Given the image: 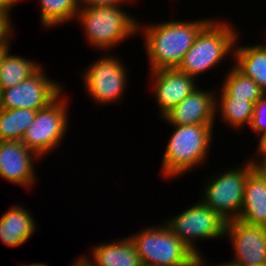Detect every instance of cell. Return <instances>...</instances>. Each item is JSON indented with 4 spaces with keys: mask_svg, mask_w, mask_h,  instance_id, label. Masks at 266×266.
I'll return each instance as SVG.
<instances>
[{
    "mask_svg": "<svg viewBox=\"0 0 266 266\" xmlns=\"http://www.w3.org/2000/svg\"><path fill=\"white\" fill-rule=\"evenodd\" d=\"M42 67L16 86L0 90V109L40 110L53 102L63 92L62 86L46 77Z\"/></svg>",
    "mask_w": 266,
    "mask_h": 266,
    "instance_id": "obj_10",
    "label": "cell"
},
{
    "mask_svg": "<svg viewBox=\"0 0 266 266\" xmlns=\"http://www.w3.org/2000/svg\"><path fill=\"white\" fill-rule=\"evenodd\" d=\"M238 32L229 23L210 20L197 34L192 47L186 52L178 69L196 78L214 68L234 51ZM232 50V51H231Z\"/></svg>",
    "mask_w": 266,
    "mask_h": 266,
    "instance_id": "obj_3",
    "label": "cell"
},
{
    "mask_svg": "<svg viewBox=\"0 0 266 266\" xmlns=\"http://www.w3.org/2000/svg\"><path fill=\"white\" fill-rule=\"evenodd\" d=\"M235 67L245 76L253 79L266 93V46H239L233 51Z\"/></svg>",
    "mask_w": 266,
    "mask_h": 266,
    "instance_id": "obj_18",
    "label": "cell"
},
{
    "mask_svg": "<svg viewBox=\"0 0 266 266\" xmlns=\"http://www.w3.org/2000/svg\"><path fill=\"white\" fill-rule=\"evenodd\" d=\"M40 64L27 60L26 57L4 54L0 67V90L11 88L32 76Z\"/></svg>",
    "mask_w": 266,
    "mask_h": 266,
    "instance_id": "obj_19",
    "label": "cell"
},
{
    "mask_svg": "<svg viewBox=\"0 0 266 266\" xmlns=\"http://www.w3.org/2000/svg\"><path fill=\"white\" fill-rule=\"evenodd\" d=\"M215 106L214 91L197 88L162 118L170 125H215Z\"/></svg>",
    "mask_w": 266,
    "mask_h": 266,
    "instance_id": "obj_13",
    "label": "cell"
},
{
    "mask_svg": "<svg viewBox=\"0 0 266 266\" xmlns=\"http://www.w3.org/2000/svg\"><path fill=\"white\" fill-rule=\"evenodd\" d=\"M94 259L87 258L86 261L91 266H140L141 262L137 255L135 246L129 237L109 242L101 243L92 250ZM92 259V260H91Z\"/></svg>",
    "mask_w": 266,
    "mask_h": 266,
    "instance_id": "obj_17",
    "label": "cell"
},
{
    "mask_svg": "<svg viewBox=\"0 0 266 266\" xmlns=\"http://www.w3.org/2000/svg\"><path fill=\"white\" fill-rule=\"evenodd\" d=\"M40 2V20L46 28L73 20L81 8L79 0H40Z\"/></svg>",
    "mask_w": 266,
    "mask_h": 266,
    "instance_id": "obj_23",
    "label": "cell"
},
{
    "mask_svg": "<svg viewBox=\"0 0 266 266\" xmlns=\"http://www.w3.org/2000/svg\"><path fill=\"white\" fill-rule=\"evenodd\" d=\"M229 71L219 97L247 99L255 104L265 93L253 79L245 76L235 66Z\"/></svg>",
    "mask_w": 266,
    "mask_h": 266,
    "instance_id": "obj_21",
    "label": "cell"
},
{
    "mask_svg": "<svg viewBox=\"0 0 266 266\" xmlns=\"http://www.w3.org/2000/svg\"><path fill=\"white\" fill-rule=\"evenodd\" d=\"M238 220L266 227V179L254 169L248 174Z\"/></svg>",
    "mask_w": 266,
    "mask_h": 266,
    "instance_id": "obj_15",
    "label": "cell"
},
{
    "mask_svg": "<svg viewBox=\"0 0 266 266\" xmlns=\"http://www.w3.org/2000/svg\"><path fill=\"white\" fill-rule=\"evenodd\" d=\"M245 163L213 176L205 185L202 202L226 221L238 219L242 211L246 179L254 169L251 159Z\"/></svg>",
    "mask_w": 266,
    "mask_h": 266,
    "instance_id": "obj_6",
    "label": "cell"
},
{
    "mask_svg": "<svg viewBox=\"0 0 266 266\" xmlns=\"http://www.w3.org/2000/svg\"><path fill=\"white\" fill-rule=\"evenodd\" d=\"M217 98L218 96L216 97V113L220 109L219 112H221L224 122L237 127V129L243 127L244 124L250 126L254 110L253 102L236 97H220L218 100Z\"/></svg>",
    "mask_w": 266,
    "mask_h": 266,
    "instance_id": "obj_22",
    "label": "cell"
},
{
    "mask_svg": "<svg viewBox=\"0 0 266 266\" xmlns=\"http://www.w3.org/2000/svg\"><path fill=\"white\" fill-rule=\"evenodd\" d=\"M258 148L266 149V137L258 143Z\"/></svg>",
    "mask_w": 266,
    "mask_h": 266,
    "instance_id": "obj_31",
    "label": "cell"
},
{
    "mask_svg": "<svg viewBox=\"0 0 266 266\" xmlns=\"http://www.w3.org/2000/svg\"><path fill=\"white\" fill-rule=\"evenodd\" d=\"M226 220L206 206L201 200L177 216L165 221L168 229L177 236L197 257L195 239H216L225 236Z\"/></svg>",
    "mask_w": 266,
    "mask_h": 266,
    "instance_id": "obj_8",
    "label": "cell"
},
{
    "mask_svg": "<svg viewBox=\"0 0 266 266\" xmlns=\"http://www.w3.org/2000/svg\"><path fill=\"white\" fill-rule=\"evenodd\" d=\"M62 93L47 107L37 110L35 120L25 131L21 142L39 157L56 149L68 128V102Z\"/></svg>",
    "mask_w": 266,
    "mask_h": 266,
    "instance_id": "obj_7",
    "label": "cell"
},
{
    "mask_svg": "<svg viewBox=\"0 0 266 266\" xmlns=\"http://www.w3.org/2000/svg\"><path fill=\"white\" fill-rule=\"evenodd\" d=\"M150 73L154 80L153 92L161 118L199 87L195 84L194 77L181 72L178 68L155 70Z\"/></svg>",
    "mask_w": 266,
    "mask_h": 266,
    "instance_id": "obj_14",
    "label": "cell"
},
{
    "mask_svg": "<svg viewBox=\"0 0 266 266\" xmlns=\"http://www.w3.org/2000/svg\"><path fill=\"white\" fill-rule=\"evenodd\" d=\"M210 20H172L143 27L138 24V31L142 29L145 36L150 71L178 68L195 37Z\"/></svg>",
    "mask_w": 266,
    "mask_h": 266,
    "instance_id": "obj_1",
    "label": "cell"
},
{
    "mask_svg": "<svg viewBox=\"0 0 266 266\" xmlns=\"http://www.w3.org/2000/svg\"><path fill=\"white\" fill-rule=\"evenodd\" d=\"M80 259L78 260H76V261H74V263H72L71 265L72 266H91L87 261H86V259L83 257V256H81V257H79Z\"/></svg>",
    "mask_w": 266,
    "mask_h": 266,
    "instance_id": "obj_29",
    "label": "cell"
},
{
    "mask_svg": "<svg viewBox=\"0 0 266 266\" xmlns=\"http://www.w3.org/2000/svg\"><path fill=\"white\" fill-rule=\"evenodd\" d=\"M81 7L120 5L132 0H79Z\"/></svg>",
    "mask_w": 266,
    "mask_h": 266,
    "instance_id": "obj_27",
    "label": "cell"
},
{
    "mask_svg": "<svg viewBox=\"0 0 266 266\" xmlns=\"http://www.w3.org/2000/svg\"><path fill=\"white\" fill-rule=\"evenodd\" d=\"M27 266H48V265H46V264H44V263H32V264H27Z\"/></svg>",
    "mask_w": 266,
    "mask_h": 266,
    "instance_id": "obj_32",
    "label": "cell"
},
{
    "mask_svg": "<svg viewBox=\"0 0 266 266\" xmlns=\"http://www.w3.org/2000/svg\"><path fill=\"white\" fill-rule=\"evenodd\" d=\"M20 205L12 206L0 218V241L9 247L27 242L36 231L34 217Z\"/></svg>",
    "mask_w": 266,
    "mask_h": 266,
    "instance_id": "obj_16",
    "label": "cell"
},
{
    "mask_svg": "<svg viewBox=\"0 0 266 266\" xmlns=\"http://www.w3.org/2000/svg\"><path fill=\"white\" fill-rule=\"evenodd\" d=\"M226 235L232 241L234 266L266 264V227L246 224L238 219L226 222Z\"/></svg>",
    "mask_w": 266,
    "mask_h": 266,
    "instance_id": "obj_11",
    "label": "cell"
},
{
    "mask_svg": "<svg viewBox=\"0 0 266 266\" xmlns=\"http://www.w3.org/2000/svg\"><path fill=\"white\" fill-rule=\"evenodd\" d=\"M10 50V47H0V67H1V63L4 57V54Z\"/></svg>",
    "mask_w": 266,
    "mask_h": 266,
    "instance_id": "obj_30",
    "label": "cell"
},
{
    "mask_svg": "<svg viewBox=\"0 0 266 266\" xmlns=\"http://www.w3.org/2000/svg\"><path fill=\"white\" fill-rule=\"evenodd\" d=\"M34 158H41L21 141H0V177L31 188L35 182Z\"/></svg>",
    "mask_w": 266,
    "mask_h": 266,
    "instance_id": "obj_12",
    "label": "cell"
},
{
    "mask_svg": "<svg viewBox=\"0 0 266 266\" xmlns=\"http://www.w3.org/2000/svg\"><path fill=\"white\" fill-rule=\"evenodd\" d=\"M250 128L261 135L259 142L266 137V93L254 104Z\"/></svg>",
    "mask_w": 266,
    "mask_h": 266,
    "instance_id": "obj_24",
    "label": "cell"
},
{
    "mask_svg": "<svg viewBox=\"0 0 266 266\" xmlns=\"http://www.w3.org/2000/svg\"><path fill=\"white\" fill-rule=\"evenodd\" d=\"M36 113L32 109H0V141H21Z\"/></svg>",
    "mask_w": 266,
    "mask_h": 266,
    "instance_id": "obj_20",
    "label": "cell"
},
{
    "mask_svg": "<svg viewBox=\"0 0 266 266\" xmlns=\"http://www.w3.org/2000/svg\"><path fill=\"white\" fill-rule=\"evenodd\" d=\"M9 16L11 15L0 12V47H9L10 38L13 37V25Z\"/></svg>",
    "mask_w": 266,
    "mask_h": 266,
    "instance_id": "obj_25",
    "label": "cell"
},
{
    "mask_svg": "<svg viewBox=\"0 0 266 266\" xmlns=\"http://www.w3.org/2000/svg\"><path fill=\"white\" fill-rule=\"evenodd\" d=\"M133 242L142 265L145 266H202L197 257L164 223L146 227L128 236Z\"/></svg>",
    "mask_w": 266,
    "mask_h": 266,
    "instance_id": "obj_2",
    "label": "cell"
},
{
    "mask_svg": "<svg viewBox=\"0 0 266 266\" xmlns=\"http://www.w3.org/2000/svg\"><path fill=\"white\" fill-rule=\"evenodd\" d=\"M257 151L260 156V160L257 158L256 161L253 159L251 161L254 166V170L257 171L264 179H266V149L257 148Z\"/></svg>",
    "mask_w": 266,
    "mask_h": 266,
    "instance_id": "obj_26",
    "label": "cell"
},
{
    "mask_svg": "<svg viewBox=\"0 0 266 266\" xmlns=\"http://www.w3.org/2000/svg\"><path fill=\"white\" fill-rule=\"evenodd\" d=\"M107 55L95 60L82 74L85 88L96 104L118 102L128 84L125 65L117 56Z\"/></svg>",
    "mask_w": 266,
    "mask_h": 266,
    "instance_id": "obj_9",
    "label": "cell"
},
{
    "mask_svg": "<svg viewBox=\"0 0 266 266\" xmlns=\"http://www.w3.org/2000/svg\"><path fill=\"white\" fill-rule=\"evenodd\" d=\"M128 14L120 5H107L81 7L76 17L90 45L106 50L136 35L139 22Z\"/></svg>",
    "mask_w": 266,
    "mask_h": 266,
    "instance_id": "obj_5",
    "label": "cell"
},
{
    "mask_svg": "<svg viewBox=\"0 0 266 266\" xmlns=\"http://www.w3.org/2000/svg\"><path fill=\"white\" fill-rule=\"evenodd\" d=\"M20 2L19 0H0V12H3L7 15H10L9 12L11 13L10 10L11 8L14 7V5Z\"/></svg>",
    "mask_w": 266,
    "mask_h": 266,
    "instance_id": "obj_28",
    "label": "cell"
},
{
    "mask_svg": "<svg viewBox=\"0 0 266 266\" xmlns=\"http://www.w3.org/2000/svg\"><path fill=\"white\" fill-rule=\"evenodd\" d=\"M171 135L162 159V173L177 177L196 165H204L212 141L214 125H172Z\"/></svg>",
    "mask_w": 266,
    "mask_h": 266,
    "instance_id": "obj_4",
    "label": "cell"
},
{
    "mask_svg": "<svg viewBox=\"0 0 266 266\" xmlns=\"http://www.w3.org/2000/svg\"><path fill=\"white\" fill-rule=\"evenodd\" d=\"M211 266V265H210ZM214 266V265H213ZM215 266H234V265H232V264H230V263H223V264H217V265H215Z\"/></svg>",
    "mask_w": 266,
    "mask_h": 266,
    "instance_id": "obj_33",
    "label": "cell"
}]
</instances>
